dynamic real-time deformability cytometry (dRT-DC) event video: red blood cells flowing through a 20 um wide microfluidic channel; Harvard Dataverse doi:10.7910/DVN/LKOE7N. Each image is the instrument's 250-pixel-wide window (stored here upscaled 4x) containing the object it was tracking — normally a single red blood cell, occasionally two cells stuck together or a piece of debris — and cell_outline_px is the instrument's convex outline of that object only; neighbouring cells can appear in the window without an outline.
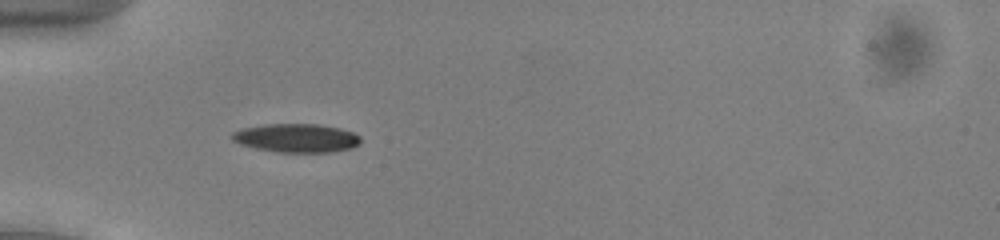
{"species": "common noctule bat (a hibernating species)", "species_latin": "Nyctalus noctula", "temperature_condition": "cold", "stored_images_in_passage": 37, "camera_frame_rate_fps": 3000, "um_per_image_px": 0.085, "animal": {"sex": "male", "body_mass_g": 13.0, "forearm_length_mm": 53.1}, "frame": {"image": 1, "passage_image": 1, "time_ms": 0.0, "image_size_px": [1000, 240], "cell_outline_px": [[360, 144], [352, 148], [332, 152], [280, 152], [256, 148], [240, 144], [232, 140], [232, 132], [240, 128], [264, 124], [316, 124], [340, 128], [352, 132], [360, 136]], "centroid_in_image_um": [25.19, 11.73], "position_along_channel_um": 59.8, "area_um2": 21.5}}
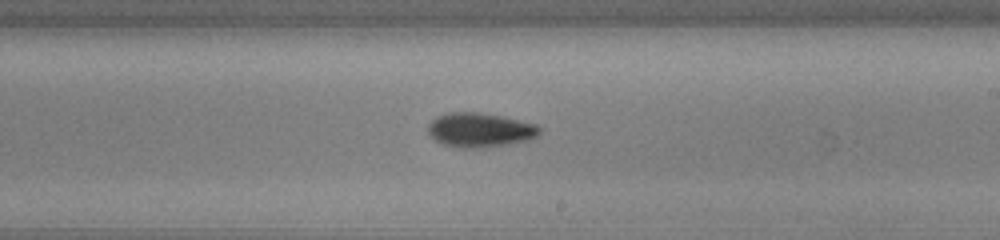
{"frame": {"image": 2, "passage_image": 16, "time_ms": 5.0, "image_size_px": [1000, 240], "cell_outline_px": [[540, 132], [536, 136], [528, 140], [484, 148], [464, 148], [444, 144], [436, 140], [428, 132], [428, 124], [436, 116], [448, 112], [476, 112], [500, 116], [536, 124], [540, 128]], "centroid_in_image_um": [40.77, 11.04], "position_along_channel_um": 248.2, "area_um2": 22.08}}
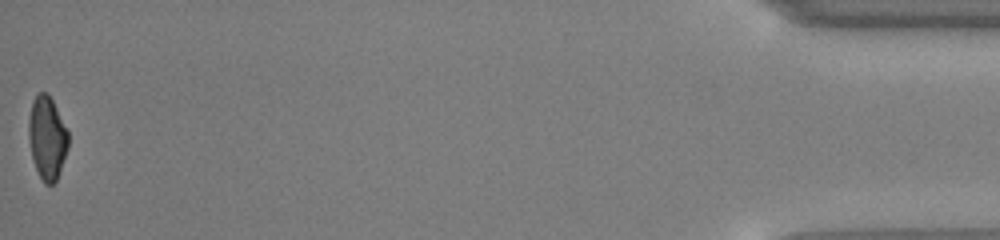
{"frame": {"image": 3, "passage_image": 37, "time_ms": 12.0, "image_size_px": [1000, 240], "cell_outline_px": [[68, 148], [56, 180], [52, 184], [44, 184], [32, 160], [28, 140], [28, 120], [32, 100], [40, 92], [44, 92], [52, 100], [68, 132]], "centroid_in_image_um": [3.98, 11.73], "position_along_channel_um": 431.2, "area_um2": 19.02}, "authors_computed_cell_mechanics": {"area_um2": 21.2126, "velocity_mm_per_s": 3.9189, "shape_relaxation_time_tau1_ms": 4.2584, "shape_relaxation_time_tau2_ms": null, "deformation_change_tau1": 0.1542, "deformation_change_tau2": null}}